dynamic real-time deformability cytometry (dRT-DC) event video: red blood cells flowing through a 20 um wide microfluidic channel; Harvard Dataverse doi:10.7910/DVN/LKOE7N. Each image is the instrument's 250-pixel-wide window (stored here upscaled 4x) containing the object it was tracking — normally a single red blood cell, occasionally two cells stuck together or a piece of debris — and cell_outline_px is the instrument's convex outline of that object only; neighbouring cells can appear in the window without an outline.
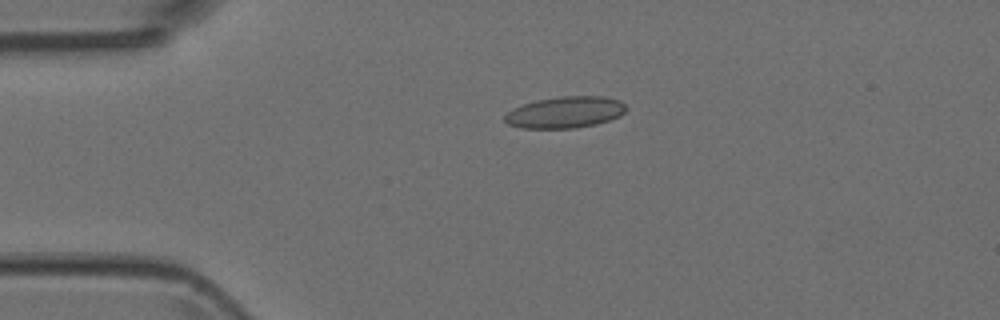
{"species": "Egyptian fruit bat (a non-hibernating species)", "species_latin": "Rousettus aegyptiacus", "temperature_condition": "room temperature", "stored_images_in_passage": 2, "camera_frame_rate_fps": 3000, "um_per_image_px": 0.085, "animal": {"sex": "female"}, "frame": {"image": 1, "passage_image": 1, "time_ms": 0.0, "image_size_px": [1000, 320], "cell_outline_px": [[628, 108], [620, 116], [596, 124], [576, 128], [520, 128], [508, 124], [504, 120], [504, 116], [512, 108], [536, 100], [560, 96], [604, 96], [620, 100]], "centroid_in_image_um": [48.04, 9.54], "position_along_channel_um": 37.0, "area_um2": 22.37}}